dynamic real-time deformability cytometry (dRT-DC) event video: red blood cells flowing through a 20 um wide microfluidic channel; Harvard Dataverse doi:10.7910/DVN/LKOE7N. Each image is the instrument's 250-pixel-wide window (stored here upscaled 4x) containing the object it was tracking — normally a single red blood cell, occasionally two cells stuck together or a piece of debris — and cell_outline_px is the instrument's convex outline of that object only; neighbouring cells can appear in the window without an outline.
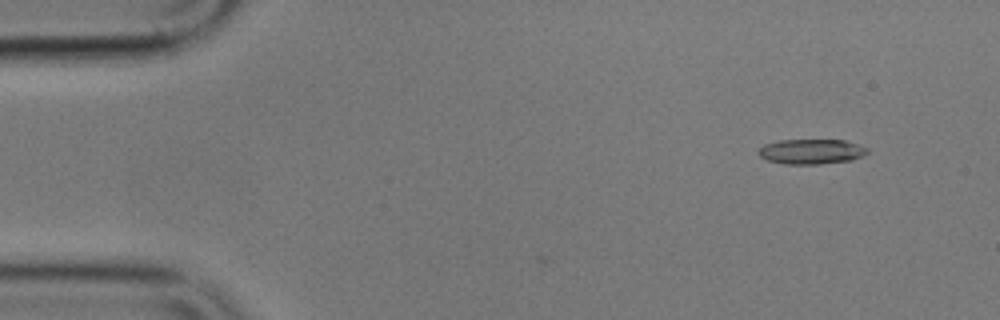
{"species": "common noctule bat (a hibernating species)", "species_latin": "Nyctalus noctula", "temperature_condition": "cold", "stored_images_in_passage": 4, "camera_frame_rate_fps": 3000, "um_per_image_px": 0.085, "animal": {"sex": "male", "body_mass_g": 17.9}, "frame": {"image": 1, "passage_image": 4, "time_ms": 1.0, "image_size_px": [1000, 320], "cell_outline_px": [[868, 152], [864, 156], [852, 160], [820, 164], [784, 164], [768, 160], [760, 156], [756, 152], [764, 144], [780, 140], [844, 140], [868, 148]], "centroid_in_image_um": [68.96, 12.88], "position_along_channel_um": 16.0, "area_um2": 15.9}}